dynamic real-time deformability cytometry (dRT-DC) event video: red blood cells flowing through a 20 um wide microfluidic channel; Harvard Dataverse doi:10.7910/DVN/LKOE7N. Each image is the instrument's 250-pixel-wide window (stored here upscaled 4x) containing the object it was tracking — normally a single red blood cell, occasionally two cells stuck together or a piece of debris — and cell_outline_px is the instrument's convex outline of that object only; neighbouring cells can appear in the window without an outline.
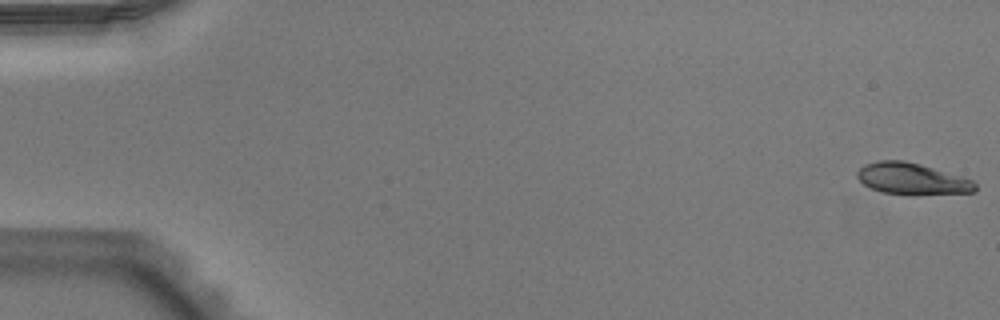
{"species": "Egyptian fruit bat (a non-hibernating species)", "species_latin": "Rousettus aegyptiacus", "temperature_condition": "warm", "stored_images_in_passage": 52, "camera_frame_rate_fps": 3000, "um_per_image_px": 0.085, "animal": {"sex": "male"}, "frame": {"image": 1, "passage_image": 1, "time_ms": 0.0, "image_size_px": [1000, 320], "cell_outline_px": [[976, 192], [884, 192], [872, 188], [864, 184], [856, 176], [856, 172], [864, 164], [880, 160], [904, 160], [920, 164], [960, 176], [972, 180], [976, 184]], "centroid_in_image_um": [77.46, 15.14], "position_along_channel_um": 7.5, "area_um2": 20.52}}
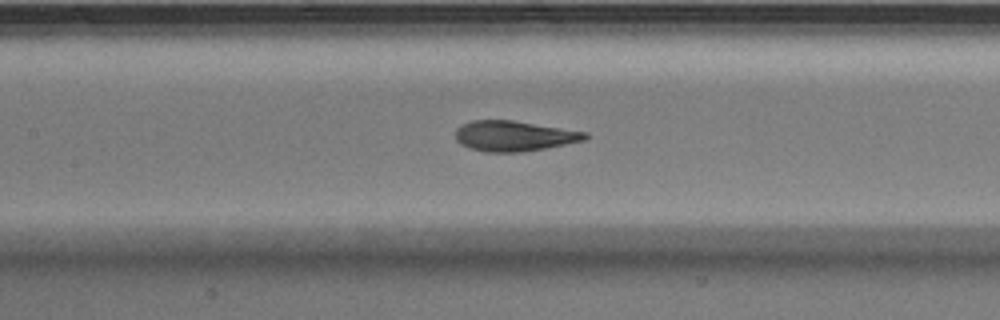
{"frame": {"image": 2, "passage_image": 25, "time_ms": 8.0, "image_size_px": [1000, 320], "cell_outline_px": [[588, 136], [584, 140], [544, 148], [520, 152], [484, 152], [460, 144], [456, 140], [456, 128], [460, 124], [472, 120], [512, 120], [588, 132]], "centroid_in_image_um": [43.65, 11.55], "position_along_channel_um": 163.7, "area_um2": 22.83}}
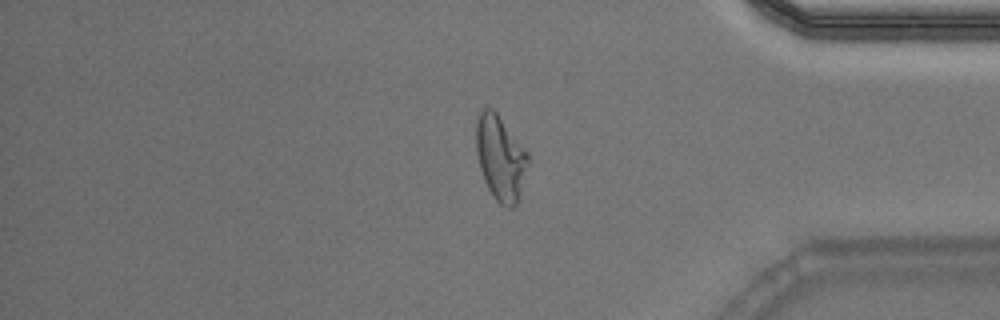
{"frame": {"image": 3, "passage_image": 44, "time_ms": 14.333, "image_size_px": [1000, 320], "cell_outline_px": [[528, 164], [516, 204], [512, 208], [508, 208], [500, 204], [492, 196], [484, 180], [480, 168], [476, 152], [476, 124], [480, 112], [484, 108], [492, 108], [496, 112], [528, 152]], "centroid_in_image_um": [42.52, 13.42], "position_along_channel_um": 392.7, "area_um2": 25.37}, "authors_computed_cell_mechanics": {"area_um2": 23.3223, "velocity_mm_per_s": 3.9288, "shape_relaxation_time_tau1_ms": 4.2686, "shape_relaxation_time_tau2_ms": 0.8075, "deformation_change_tau1": 0.2167, "deformation_change_tau2": 0.0933}}